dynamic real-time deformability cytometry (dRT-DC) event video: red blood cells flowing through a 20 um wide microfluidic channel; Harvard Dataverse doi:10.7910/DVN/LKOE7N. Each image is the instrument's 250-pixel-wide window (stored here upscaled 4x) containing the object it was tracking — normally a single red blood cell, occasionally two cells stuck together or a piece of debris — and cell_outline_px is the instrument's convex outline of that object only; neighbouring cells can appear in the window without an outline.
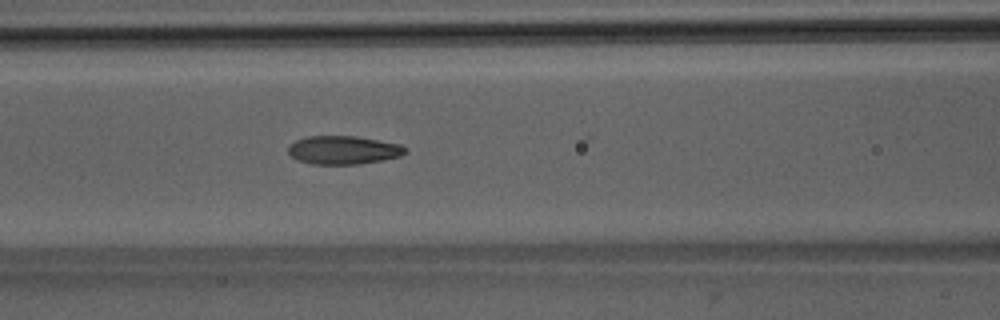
{"species": "Egyptian fruit bat (a non-hibernating species)", "species_latin": "Rousettus aegyptiacus", "temperature_condition": "room temperature", "stored_images_in_passage": 52, "camera_frame_rate_fps": 3000, "um_per_image_px": 0.085, "animal": {"sex": "male"}, "frame": {"image": 1, "passage_image": 23, "time_ms": 7.333, "image_size_px": [1000, 320], "cell_outline_px": [[408, 152], [400, 156], [384, 160], [356, 164], [312, 164], [296, 160], [288, 152], [288, 144], [296, 140], [308, 136], [356, 136], [400, 144]], "centroid_in_image_um": [29.16, 12.75], "position_along_channel_um": 137.4, "area_um2": 19.42}}
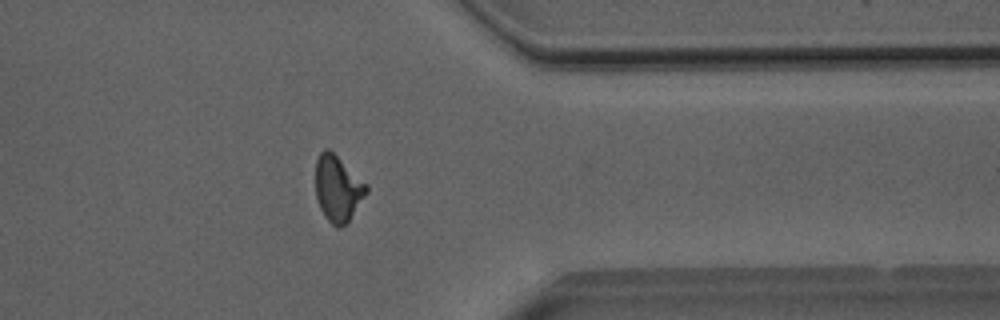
{"frame": {"image": 2, "passage_image": 42, "time_ms": 13.667, "image_size_px": [1000, 320], "cell_outline_px": [[368, 192], [348, 224], [340, 228], [336, 228], [328, 220], [320, 208], [316, 196], [316, 160], [320, 152], [324, 148], [328, 148], [368, 184]], "centroid_in_image_um": [28.74, 16.05], "position_along_channel_um": 382.7, "area_um2": 19.77}}
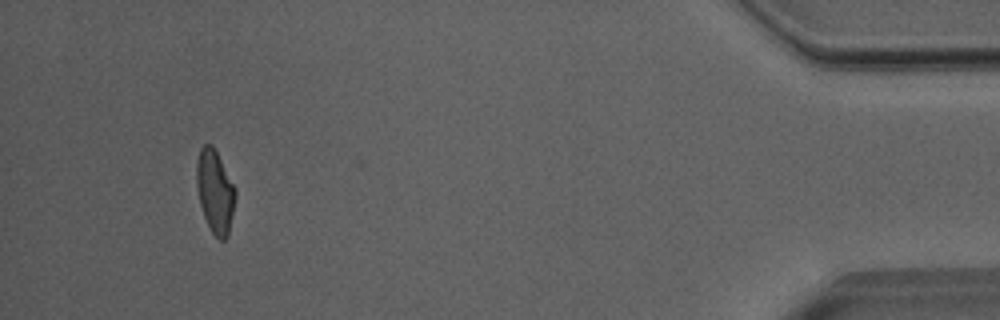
{"frame": {"image": 3, "passage_image": 49, "time_ms": 16.0, "image_size_px": [1000, 320], "cell_outline_px": [[236, 196], [228, 236], [224, 240], [220, 240], [212, 232], [204, 216], [200, 204], [196, 184], [196, 164], [200, 148], [204, 144], [212, 144], [236, 188]], "centroid_in_image_um": [18.28, 16.26], "position_along_channel_um": 416.9, "area_um2": 18.73}, "authors_computed_cell_mechanics": {"area_um2": 19.4786, "velocity_mm_per_s": 4.0252, "shape_relaxation_time_tau1_ms": 5.712, "shape_relaxation_time_tau2_ms": 1.5201, "deformation_change_tau1": 0.1906, "deformation_change_tau2": 0.0782}}